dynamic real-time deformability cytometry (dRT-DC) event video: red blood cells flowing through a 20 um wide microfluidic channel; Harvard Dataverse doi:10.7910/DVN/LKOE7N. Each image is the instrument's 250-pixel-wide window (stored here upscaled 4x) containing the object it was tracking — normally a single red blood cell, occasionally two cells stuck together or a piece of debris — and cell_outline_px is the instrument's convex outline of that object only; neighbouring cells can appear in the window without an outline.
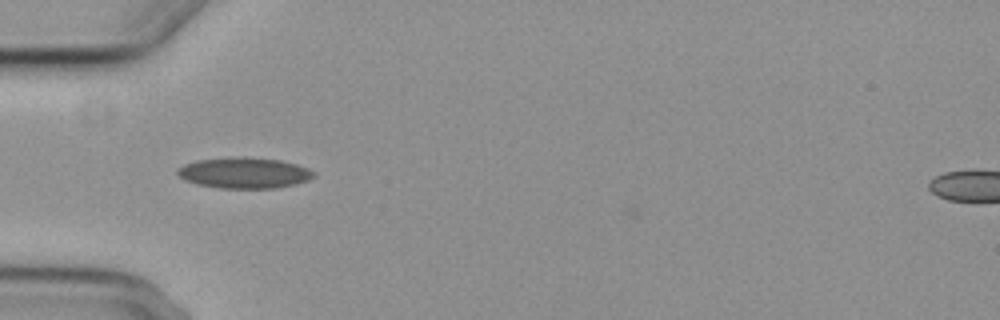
{"species": "common noctule bat (a hibernating species)", "species_latin": "Nyctalus noctula", "temperature_condition": "cold", "stored_images_in_passage": 3, "camera_frame_rate_fps": 3000, "um_per_image_px": 0.085, "animal": {"sex": "female", "body_mass_g": 29.2, "forearm_length_mm": 56.3}, "frame": {"image": 1, "passage_image": 2, "time_ms": 1.0, "image_size_px": [1000, 320], "cell_outline_px": [[316, 176], [308, 180], [296, 184], [276, 188], [220, 188], [196, 184], [184, 180], [176, 172], [176, 168], [184, 164], [196, 160], [228, 156], [244, 156], [280, 160], [296, 164], [308, 168], [316, 172]], "centroid_in_image_um": [20.75, 14.68], "position_along_channel_um": 64.3, "area_um2": 24.97}}
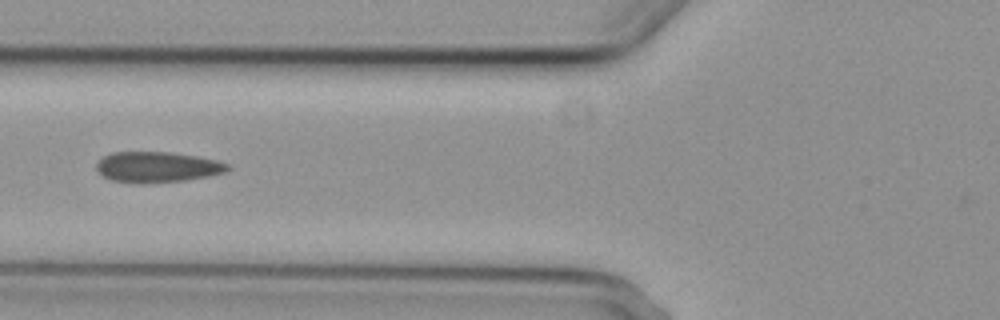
{"frame": {"image": 2, "passage_image": 3, "time_ms": 2.333, "image_size_px": [1000, 320], "cell_outline_px": [[232, 168], [224, 172], [208, 176], [184, 180], [144, 184], [132, 184], [112, 180], [100, 176], [96, 172], [96, 164], [104, 156], [112, 152], [168, 152], [196, 156], [216, 160], [228, 164]], "centroid_in_image_um": [13.31, 14.21], "position_along_channel_um": 112.5, "area_um2": 23.64}}